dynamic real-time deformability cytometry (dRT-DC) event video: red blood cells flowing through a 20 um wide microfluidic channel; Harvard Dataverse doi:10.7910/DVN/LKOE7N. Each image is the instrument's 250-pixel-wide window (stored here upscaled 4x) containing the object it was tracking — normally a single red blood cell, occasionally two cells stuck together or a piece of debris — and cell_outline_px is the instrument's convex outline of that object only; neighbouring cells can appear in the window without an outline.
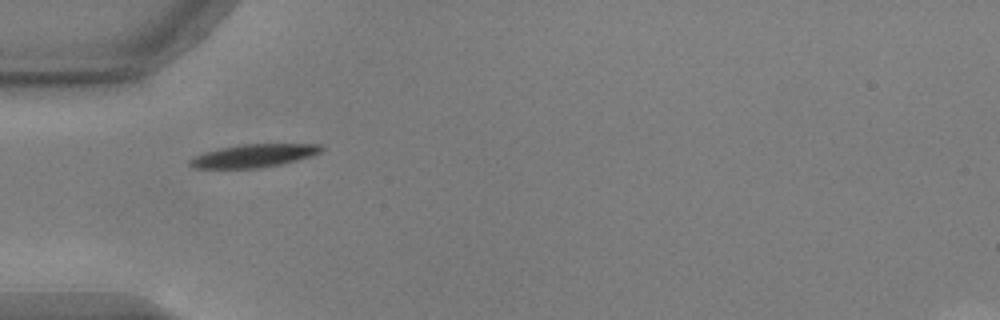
{"species": "common noctule bat (a hibernating species)", "species_latin": "Nyctalus noctula", "temperature_condition": "warm", "stored_images_in_passage": 34, "camera_frame_rate_fps": 3000, "um_per_image_px": 0.085, "animal": {"sex": "male", "body_mass_g": 17.9, "forearm_length_mm": 54.2}, "frame": {"image": 1, "passage_image": 1, "time_ms": 0.0, "image_size_px": [1000, 320], "cell_outline_px": [[324, 148], [320, 152], [312, 156], [280, 164], [260, 168], [192, 168], [188, 164], [188, 160], [192, 156], [204, 152], [220, 148], [240, 144], [320, 144]], "centroid_in_image_um": [21.52, 13.23], "position_along_channel_um": 63.5, "area_um2": 17.74}}
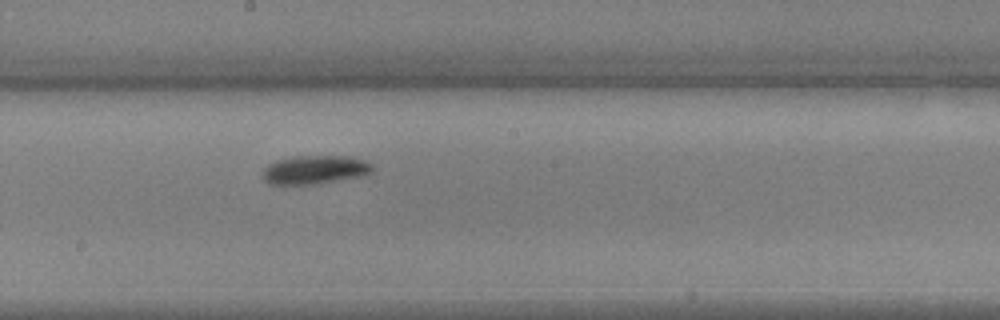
{"frame": {"image": 2, "passage_image": 14, "time_ms": 4.333, "image_size_px": [1000, 320], "cell_outline_px": [[372, 172], [360, 176], [320, 184], [268, 184], [264, 180], [264, 168], [268, 164], [276, 160], [292, 156], [352, 156], [364, 160], [372, 164]], "centroid_in_image_um": [26.77, 14.42], "position_along_channel_um": 221.4, "area_um2": 18.38}}
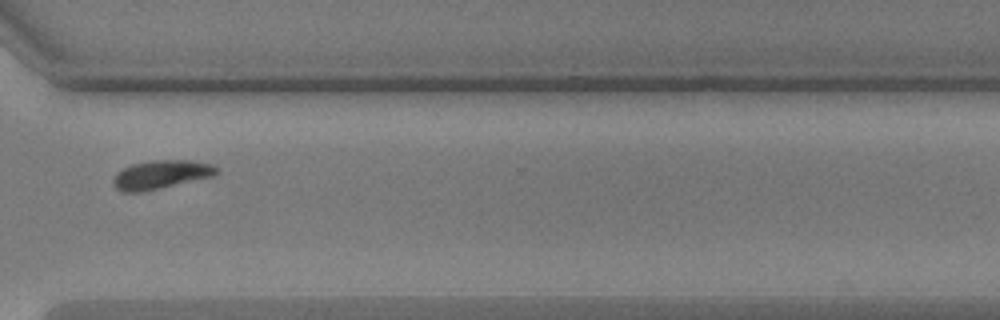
{"frame": {"image": 3, "passage_image": 25, "time_ms": 8.0, "image_size_px": [1000, 320], "cell_outline_px": [[220, 168], [212, 176], [144, 192], [120, 192], [112, 184], [112, 180], [116, 172], [132, 164], [152, 160], [188, 160], [212, 164]], "centroid_in_image_um": [13.64, 14.84], "position_along_channel_um": 357.0, "area_um2": 17.28}, "authors_computed_cell_mechanics": {"area_um2": 17.2244, "velocity_mm_per_s": 3.6901, "shape_relaxation_time_tau1_ms": 1.9365, "shape_relaxation_time_tau2_ms": 2.6391, "deformation_change_tau1": 0.0992, "deformation_change_tau2": 0.0683}}